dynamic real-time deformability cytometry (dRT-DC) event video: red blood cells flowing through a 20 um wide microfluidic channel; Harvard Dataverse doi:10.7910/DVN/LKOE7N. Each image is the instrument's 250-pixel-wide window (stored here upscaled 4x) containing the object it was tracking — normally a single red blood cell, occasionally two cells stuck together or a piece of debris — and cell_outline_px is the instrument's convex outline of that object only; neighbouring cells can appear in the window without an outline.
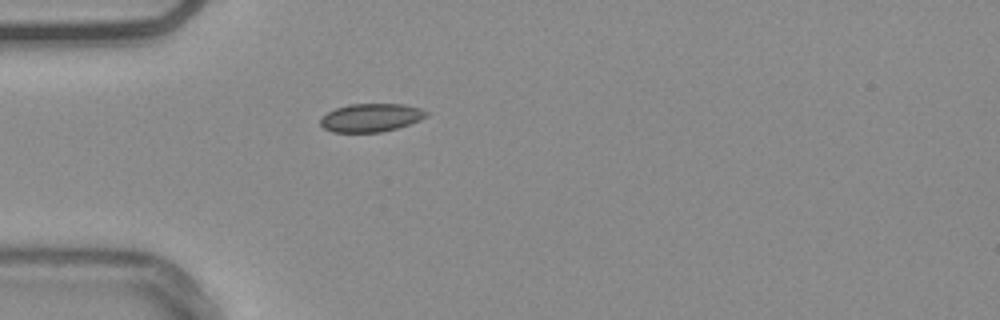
{"species": "common noctule bat (a hibernating species)", "species_latin": "Nyctalus noctula", "temperature_condition": "warm", "stored_images_in_passage": 39, "camera_frame_rate_fps": 3000, "um_per_image_px": 0.085, "animal": {"sex": "male", "body_mass_g": 20.4}, "frame": {"image": 1, "passage_image": 1, "time_ms": 0.0, "image_size_px": [1000, 320], "cell_outline_px": [[428, 116], [420, 120], [396, 128], [380, 132], [332, 132], [324, 128], [320, 124], [320, 120], [328, 112], [336, 108], [348, 104], [404, 104], [420, 108], [428, 112]], "centroid_in_image_um": [31.54, 9.99], "position_along_channel_um": 53.5, "area_um2": 17.34}}
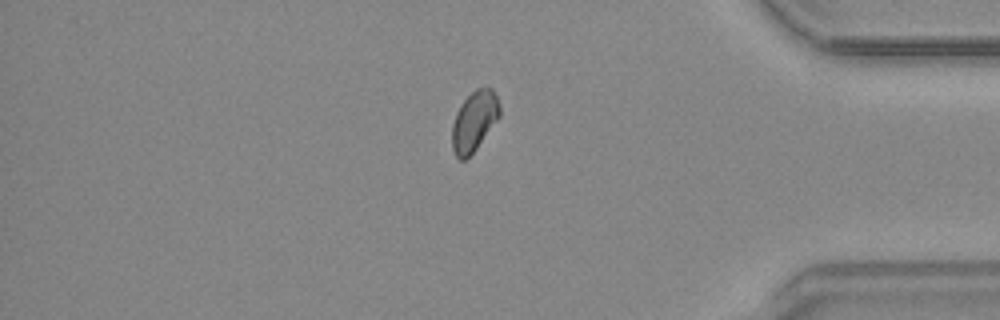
{"frame": {"image": 2, "passage_image": 31, "time_ms": 10.0, "image_size_px": [1000, 320], "cell_outline_px": [[500, 116], [476, 148], [464, 160], [460, 160], [456, 156], [452, 148], [452, 124], [456, 112], [460, 104], [476, 88], [492, 88], [500, 104]], "centroid_in_image_um": [40.3, 10.28], "position_along_channel_um": 394.9, "area_um2": 16.47}, "authors_computed_cell_mechanics": {"area_um2": 16.9354, "velocity_mm_per_s": 3.7567, "shape_relaxation_time_tau1_ms": null, "shape_relaxation_time_tau2_ms": 7.7085, "deformation_change_tau1": null, "deformation_change_tau2": 0.0601}}